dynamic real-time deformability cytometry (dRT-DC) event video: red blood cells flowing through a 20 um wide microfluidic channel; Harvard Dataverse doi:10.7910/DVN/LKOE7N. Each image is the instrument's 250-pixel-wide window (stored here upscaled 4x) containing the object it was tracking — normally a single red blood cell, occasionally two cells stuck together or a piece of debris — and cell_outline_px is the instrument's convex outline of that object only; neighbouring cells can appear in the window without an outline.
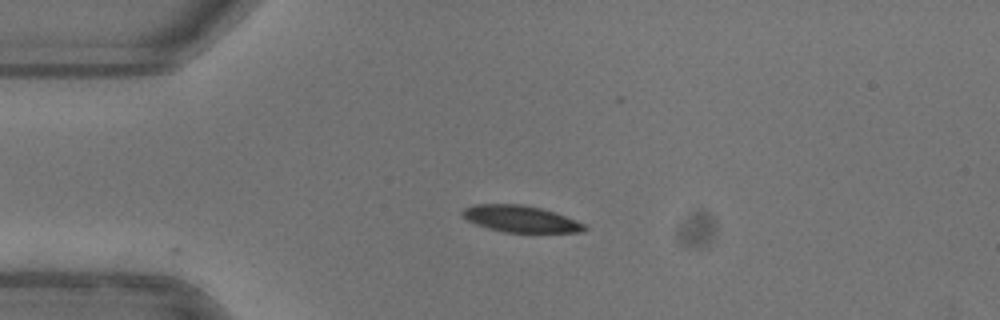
{"species": "common noctule bat (a hibernating species)", "species_latin": "Nyctalus noctula", "temperature_condition": "warm", "stored_images_in_passage": 4, "camera_frame_rate_fps": 3000, "um_per_image_px": 0.085, "animal": {"sex": "female"}, "frame": {"image": 1, "passage_image": 1, "time_ms": 0.0, "image_size_px": [1000, 320], "cell_outline_px": [[588, 228], [584, 232], [504, 232], [488, 228], [476, 224], [460, 216], [460, 212], [464, 208], [472, 204], [520, 204], [540, 208], [564, 216], [584, 224]], "centroid_in_image_um": [44.18, 18.6], "position_along_channel_um": 40.8, "area_um2": 18.79}}